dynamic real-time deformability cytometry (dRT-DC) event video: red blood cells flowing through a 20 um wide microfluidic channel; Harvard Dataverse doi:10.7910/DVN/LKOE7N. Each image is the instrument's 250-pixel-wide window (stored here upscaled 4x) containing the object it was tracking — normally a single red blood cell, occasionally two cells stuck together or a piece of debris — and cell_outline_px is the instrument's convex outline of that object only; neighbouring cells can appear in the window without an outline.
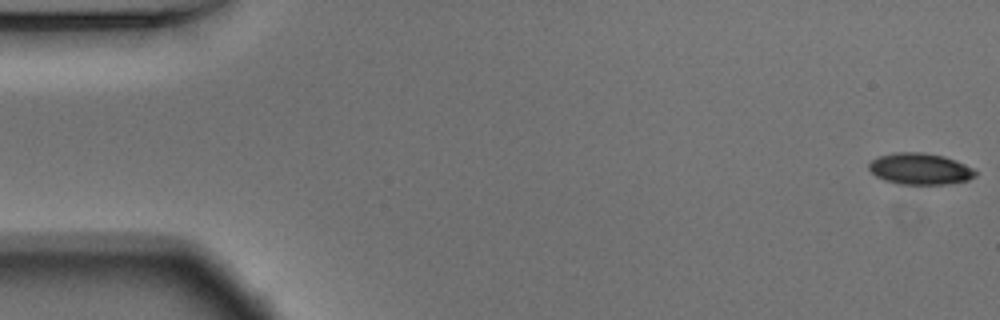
{"species": "Egyptian fruit bat (a non-hibernating species)", "species_latin": "Rousettus aegyptiacus", "temperature_condition": "warm", "stored_images_in_passage": 54, "camera_frame_rate_fps": 3000, "um_per_image_px": 0.085, "animal": {"sex": "male"}, "frame": {"image": 1, "passage_image": 1, "time_ms": 0.0, "image_size_px": [1000, 320], "cell_outline_px": [[976, 176], [968, 180], [948, 184], [900, 184], [884, 180], [876, 176], [868, 168], [868, 164], [872, 160], [880, 156], [892, 152], [924, 152], [944, 156], [956, 160], [972, 168], [976, 172]], "centroid_in_image_um": [78.2, 14.35], "position_along_channel_um": 6.8, "area_um2": 19.54}}
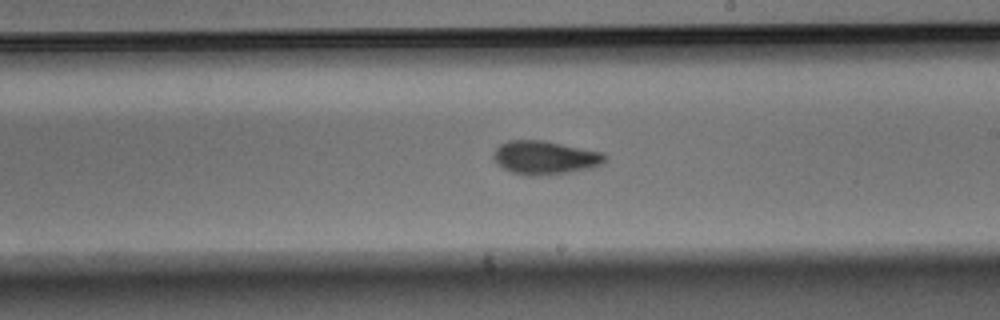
{"frame": {"image": 2, "passage_image": 31, "time_ms": 10.0, "image_size_px": [1000, 320], "cell_outline_px": [[608, 156], [604, 164], [592, 168], [568, 172], [536, 176], [524, 176], [512, 172], [496, 164], [492, 156], [496, 148], [500, 144], [508, 140], [544, 140], [604, 152]], "centroid_in_image_um": [46.35, 13.39], "position_along_channel_um": 242.7, "area_um2": 22.14}}
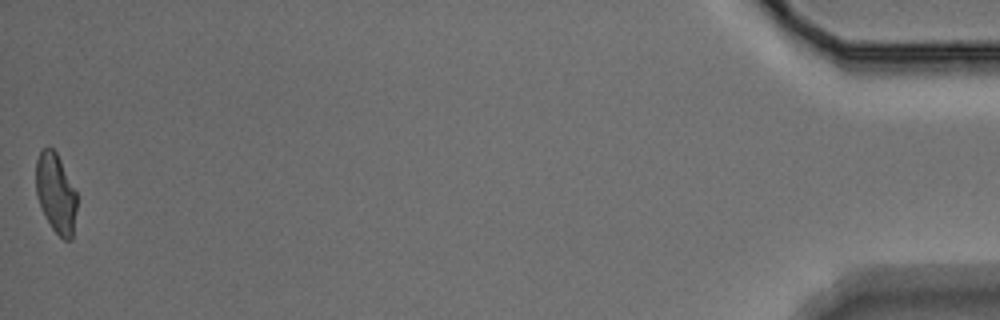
{"frame": {"image": 3, "passage_image": 54, "time_ms": 17.667, "image_size_px": [1000, 320], "cell_outline_px": [[76, 208], [72, 240], [64, 240], [52, 228], [36, 196], [36, 160], [40, 152], [48, 144], [56, 152], [76, 192]], "centroid_in_image_um": [4.74, 16.4], "position_along_channel_um": 430.5, "area_um2": 18.67}, "authors_computed_cell_mechanics": {"area_um2": 20.4034, "velocity_mm_per_s": 3.7373, "shape_relaxation_time_tau1_ms": 3.9866, "shape_relaxation_time_tau2_ms": 2.5962, "deformation_change_tau1": 0.1664, "deformation_change_tau2": 0.0963}}